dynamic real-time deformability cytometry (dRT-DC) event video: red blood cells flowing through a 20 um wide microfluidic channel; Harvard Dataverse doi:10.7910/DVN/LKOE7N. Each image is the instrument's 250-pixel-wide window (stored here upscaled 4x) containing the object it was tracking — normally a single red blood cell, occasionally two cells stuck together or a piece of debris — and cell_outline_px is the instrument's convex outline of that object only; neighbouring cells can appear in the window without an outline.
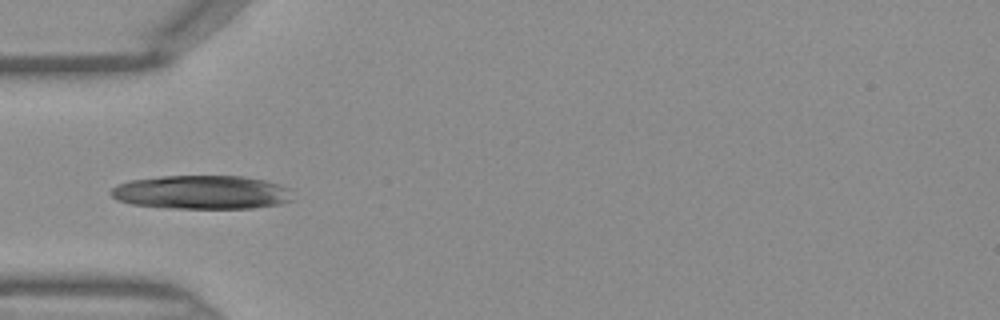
{"species": "Egyptian fruit bat (a non-hibernating species)", "species_latin": "Rousettus aegyptiacus", "temperature_condition": "warm", "stored_images_in_passage": 17, "segment_of_instrument_passage": [1, 2], "camera_frame_rate_fps": 3000, "um_per_image_px": 0.085, "frame": {"image": 1, "passage_image": 3, "time_ms": 0.667, "image_size_px": [1000, 320], "cell_outline_px": [[296, 200], [280, 204], [252, 208], [168, 208], [132, 204], [116, 200], [108, 192], [116, 184], [128, 180], [160, 176], [244, 176], [264, 180], [280, 184], [292, 188]], "centroid_in_image_um": [17.19, 16.34], "position_along_channel_um": 67.8, "area_um2": 36.41}}